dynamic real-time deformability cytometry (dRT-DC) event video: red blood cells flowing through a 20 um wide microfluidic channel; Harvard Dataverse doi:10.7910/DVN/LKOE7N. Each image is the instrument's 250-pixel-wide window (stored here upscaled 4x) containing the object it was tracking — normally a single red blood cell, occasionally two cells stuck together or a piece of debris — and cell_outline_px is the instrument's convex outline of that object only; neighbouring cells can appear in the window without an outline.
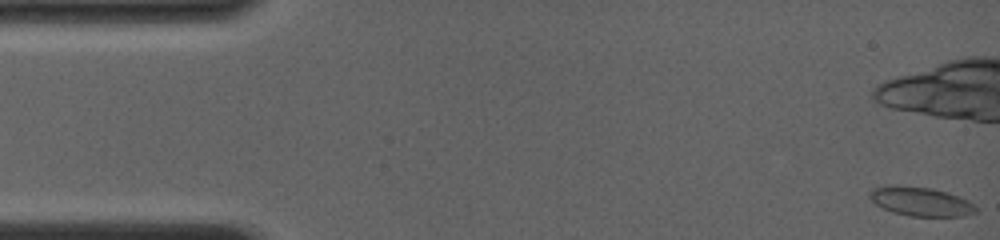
{"species": "common noctule bat (a hibernating species)", "species_latin": "Nyctalus noctula", "temperature_condition": "room temperature", "stored_images_in_passage": 11, "camera_frame_rate_fps": 4000, "um_per_image_px": 0.085, "animal": {"sex": "female", "body_mass_g": 19.0, "forearm_length_mm": 56.7}, "frame": {"image": 1, "passage_image": 1, "time_ms": 0.0, "image_size_px": [1000, 240], "cell_outline_px": [[980, 208], [976, 212], [964, 216], [908, 216], [892, 212], [876, 204], [868, 196], [868, 192], [872, 188], [888, 184], [892, 184], [932, 188], [948, 192], [960, 196], [976, 204]], "centroid_in_image_um": [78.28, 17.11], "position_along_channel_um": 6.7, "area_um2": 18.44}}